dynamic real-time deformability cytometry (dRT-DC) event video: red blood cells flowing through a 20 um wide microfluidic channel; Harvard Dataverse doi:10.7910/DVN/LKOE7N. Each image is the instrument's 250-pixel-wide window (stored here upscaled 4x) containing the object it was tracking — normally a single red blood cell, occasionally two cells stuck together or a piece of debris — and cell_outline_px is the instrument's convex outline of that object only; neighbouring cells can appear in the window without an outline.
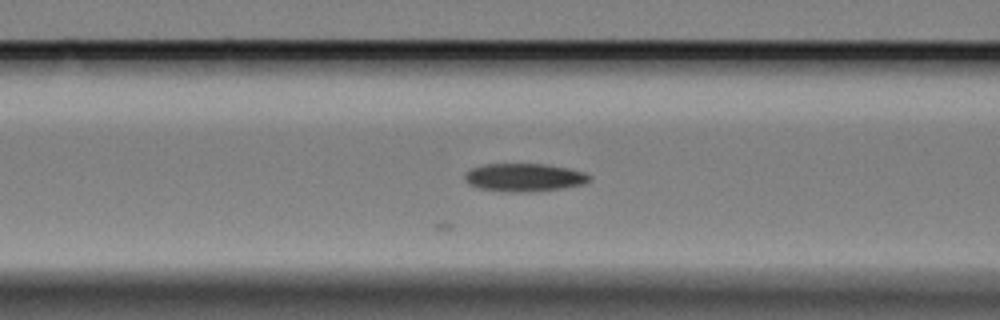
{"species": "Egyptian fruit bat (a non-hibernating species)", "species_latin": "Rousettus aegyptiacus", "temperature_condition": "cold", "stored_images_in_passage": 33, "camera_frame_rate_fps": 3000, "um_per_image_px": 0.085, "animal": {"sex": "female"}, "frame": {"image": 1, "passage_image": 9, "time_ms": 2.667, "image_size_px": [1000, 320], "cell_outline_px": [[592, 180], [584, 184], [560, 188], [520, 192], [480, 188], [468, 184], [464, 180], [464, 172], [472, 168], [484, 164], [544, 164], [568, 168], [584, 172], [592, 176]], "centroid_in_image_um": [44.56, 15.06], "position_along_channel_um": 122.0, "area_um2": 20.17}}
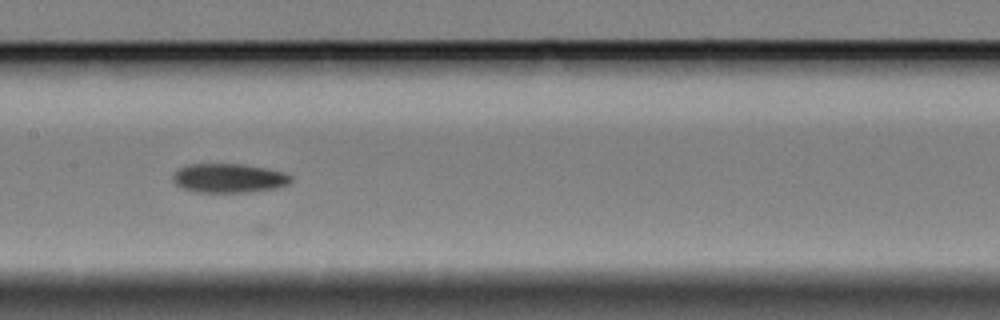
{"frame": {"image": 2, "passage_image": 15, "time_ms": 4.667, "image_size_px": [1000, 320], "cell_outline_px": [[292, 180], [288, 184], [276, 188], [244, 192], [196, 192], [184, 188], [176, 184], [172, 180], [172, 176], [180, 168], [192, 164], [240, 164], [268, 168], [284, 172], [292, 176]], "centroid_in_image_um": [19.48, 15.14], "position_along_channel_um": 187.9, "area_um2": 19.88}}
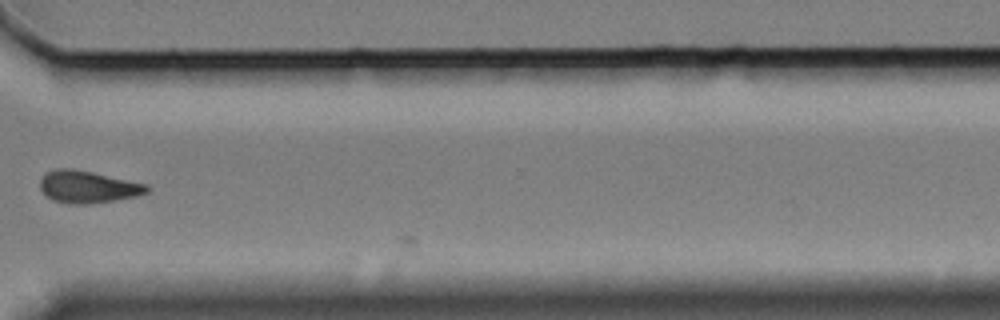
{"frame": {"image": 3, "passage_image": 31, "time_ms": 10.0, "image_size_px": [1000, 320], "cell_outline_px": [[148, 192], [136, 196], [116, 200], [88, 204], [68, 204], [52, 200], [40, 188], [40, 180], [48, 172], [56, 168], [72, 168], [92, 172], [148, 184]], "centroid_in_image_um": [7.47, 15.89], "position_along_channel_um": 363.1, "area_um2": 19.94}}